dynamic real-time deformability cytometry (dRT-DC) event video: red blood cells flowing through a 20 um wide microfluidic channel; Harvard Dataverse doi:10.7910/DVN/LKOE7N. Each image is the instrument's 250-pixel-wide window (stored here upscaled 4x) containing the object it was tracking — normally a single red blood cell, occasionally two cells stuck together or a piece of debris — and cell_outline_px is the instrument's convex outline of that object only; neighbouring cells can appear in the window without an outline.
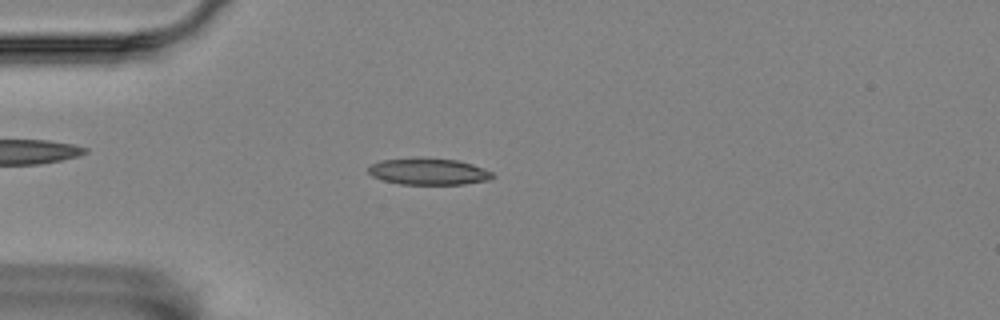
{"species": "Egyptian fruit bat (a non-hibernating species)", "species_latin": "Rousettus aegyptiacus", "temperature_condition": "room temperature", "stored_images_in_passage": 44, "camera_frame_rate_fps": 3000, "um_per_image_px": 0.085, "animal": {"sex": "female"}, "frame": {"image": 1, "passage_image": 3, "time_ms": 0.667, "image_size_px": [1000, 320], "cell_outline_px": [[496, 176], [492, 180], [464, 184], [400, 184], [384, 180], [372, 176], [368, 172], [368, 168], [372, 164], [380, 160], [416, 156], [420, 156], [456, 160], [472, 164], [484, 168], [492, 172]], "centroid_in_image_um": [36.45, 14.56], "position_along_channel_um": 48.6, "area_um2": 19.71}}
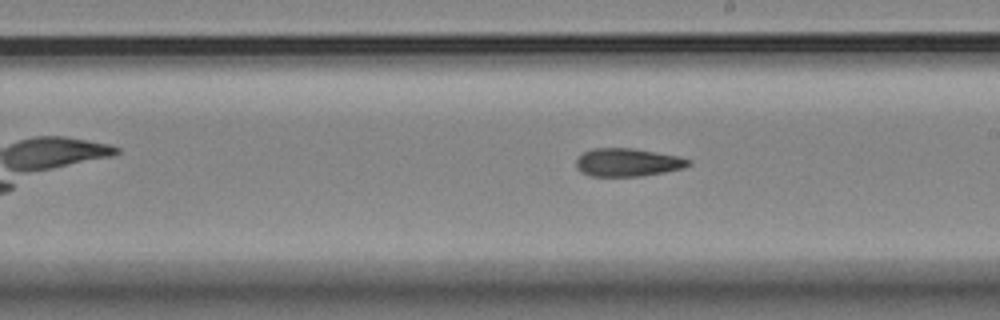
{"frame": {"image": 2, "passage_image": 20, "time_ms": 6.333, "image_size_px": [1000, 320], "cell_outline_px": [[692, 164], [684, 168], [664, 172], [640, 176], [588, 176], [580, 172], [576, 168], [576, 160], [584, 152], [592, 148], [632, 148], [680, 156], [692, 160]], "centroid_in_image_um": [53.36, 13.8], "position_along_channel_um": 235.6, "area_um2": 18.55}}
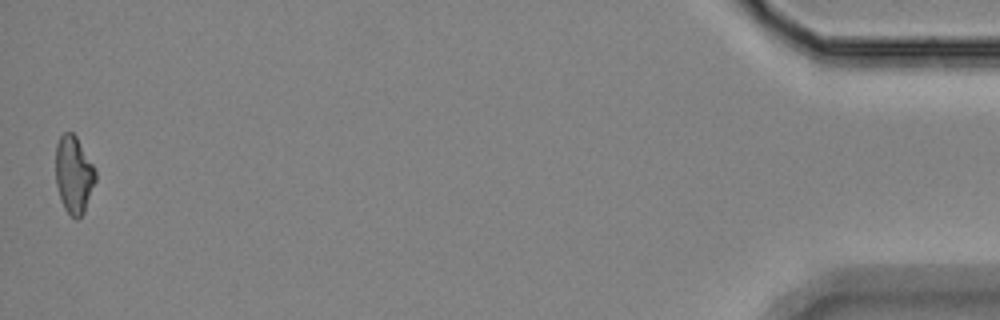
{"frame": {"image": 3, "passage_image": 44, "time_ms": 14.333, "image_size_px": [1000, 320], "cell_outline_px": [[96, 180], [84, 212], [76, 220], [64, 208], [60, 200], [56, 184], [56, 144], [60, 136], [64, 132], [72, 132], [76, 136], [92, 164], [96, 172]], "centroid_in_image_um": [6.26, 14.85], "position_along_channel_um": 428.9, "area_um2": 17.86}, "authors_computed_cell_mechanics": {"area_um2": 18.785, "velocity_mm_per_s": 3.5206, "shape_relaxation_time_tau1_ms": null, "shape_relaxation_time_tau2_ms": 5.5001, "deformation_change_tau1": null, "deformation_change_tau2": 0.1544}}